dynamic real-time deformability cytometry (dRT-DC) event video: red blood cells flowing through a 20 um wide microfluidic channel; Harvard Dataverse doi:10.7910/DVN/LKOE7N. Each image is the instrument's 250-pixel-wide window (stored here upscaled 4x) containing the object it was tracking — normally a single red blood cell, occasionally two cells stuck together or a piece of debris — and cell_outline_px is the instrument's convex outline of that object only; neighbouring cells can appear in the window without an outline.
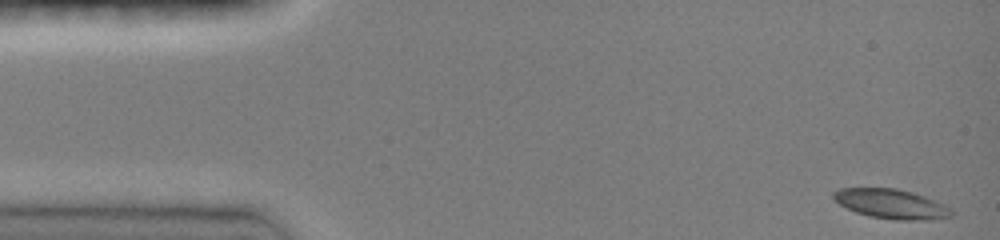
{"species": "common noctule bat (a hibernating species)", "species_latin": "Nyctalus noctula", "temperature_condition": "room temperature", "stored_images_in_passage": 45, "camera_frame_rate_fps": 3000, "um_per_image_px": 0.085, "animal": {"sex": "female", "body_mass_g": 19.0, "forearm_length_mm": 51.5}, "frame": {"image": 1, "passage_image": 1, "time_ms": 0.0, "image_size_px": [1000, 240], "cell_outline_px": [[952, 216], [932, 220], [896, 220], [868, 216], [856, 212], [840, 204], [832, 196], [832, 192], [840, 188], [896, 188], [912, 192], [924, 196], [944, 204], [952, 208]], "centroid_in_image_um": [75.78, 17.33], "position_along_channel_um": 9.2, "area_um2": 20.35}}
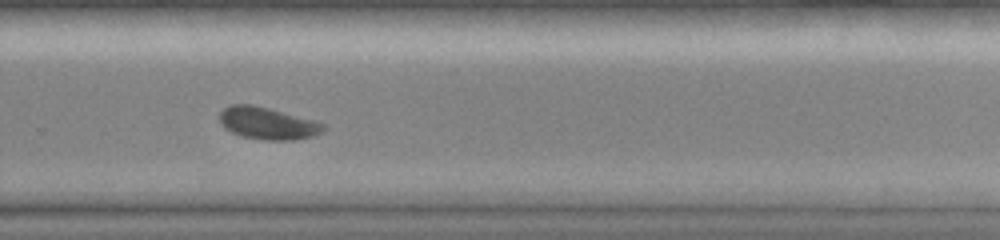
{"frame": {"image": 2, "passage_image": 32, "time_ms": 10.333, "image_size_px": [1000, 240], "cell_outline_px": [[324, 128], [320, 132], [312, 136], [292, 140], [264, 140], [244, 136], [232, 132], [224, 128], [220, 124], [220, 112], [224, 108], [232, 104], [252, 104], [316, 120], [324, 124]], "centroid_in_image_um": [22.73, 10.47], "position_along_channel_um": 307.1, "area_um2": 19.31}}
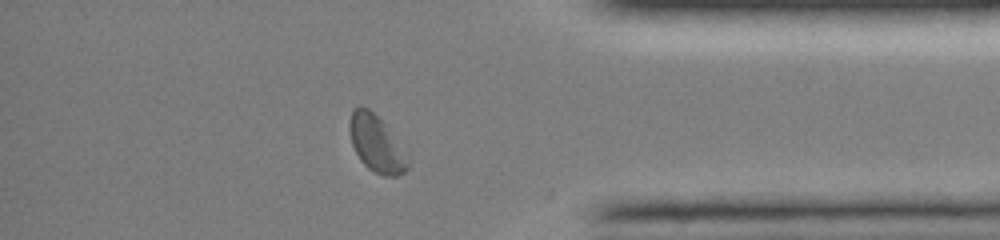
{"frame": {"image": 3, "passage_image": 40, "time_ms": 13.0, "image_size_px": [1000, 240], "cell_outline_px": [[408, 168], [404, 172], [396, 176], [384, 176], [368, 168], [360, 160], [352, 144], [348, 128], [348, 124], [352, 108], [360, 104], [368, 108], [384, 124], [408, 160]], "centroid_in_image_um": [31.91, 12.19], "position_along_channel_um": 403.3, "area_um2": 18.67}, "authors_computed_cell_mechanics": {"area_um2": 19.5942, "velocity_mm_per_s": 3.9713, "shape_relaxation_time_tau1_ms": 3.128, "shape_relaxation_time_tau2_ms": 8.9224, "deformation_change_tau1": 0.0932, "deformation_change_tau2": 0.0669}}